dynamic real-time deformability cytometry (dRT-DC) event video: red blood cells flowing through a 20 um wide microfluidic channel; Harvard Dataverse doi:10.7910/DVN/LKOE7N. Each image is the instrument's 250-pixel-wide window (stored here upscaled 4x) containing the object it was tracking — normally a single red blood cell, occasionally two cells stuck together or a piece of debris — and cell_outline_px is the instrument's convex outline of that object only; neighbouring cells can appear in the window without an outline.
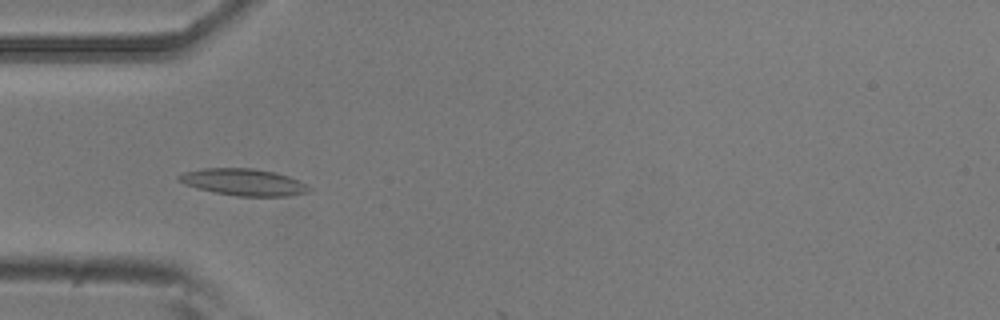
{"species": "common noctule bat (a hibernating species)", "species_latin": "Nyctalus noctula", "temperature_condition": "room temperature", "stored_images_in_passage": 5, "camera_frame_rate_fps": 3000, "um_per_image_px": 0.085, "animal": {"sex": "male", "body_mass_g": 20.5, "forearm_length_mm": 52.5}, "frame": {"image": 1, "passage_image": 4, "time_ms": 1.0, "image_size_px": [1000, 320], "cell_outline_px": [[312, 188], [308, 192], [288, 196], [240, 196], [216, 192], [196, 188], [184, 184], [176, 180], [176, 176], [184, 172], [204, 168], [252, 168], [272, 172], [288, 176]], "centroid_in_image_um": [20.65, 15.48], "position_along_channel_um": 64.4, "area_um2": 20.11}}